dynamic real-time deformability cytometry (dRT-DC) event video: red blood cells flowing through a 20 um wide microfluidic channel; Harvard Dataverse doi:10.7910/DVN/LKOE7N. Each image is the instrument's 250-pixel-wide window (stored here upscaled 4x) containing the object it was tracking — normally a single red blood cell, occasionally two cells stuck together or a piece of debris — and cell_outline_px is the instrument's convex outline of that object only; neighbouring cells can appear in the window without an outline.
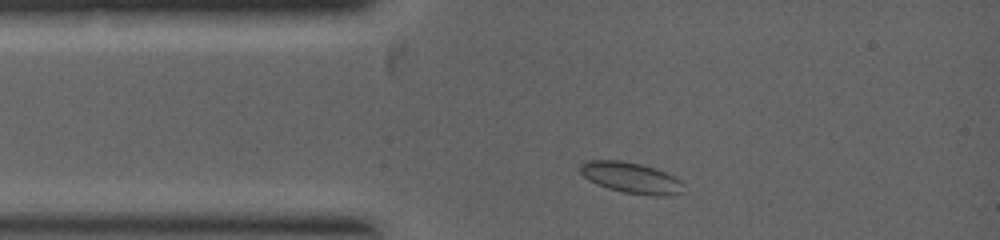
{"species": "common noctule bat (a hibernating species)", "species_latin": "Nyctalus noctula", "temperature_condition": "warm", "stored_images_in_passage": 5, "camera_frame_rate_fps": 5000, "um_per_image_px": 0.085, "animal": {"sex": "female", "body_mass_g": 19.0, "forearm_length_mm": 53.3}, "frame": {"image": 1, "passage_image": 2, "time_ms": 0.4, "image_size_px": [1000, 240], "cell_outline_px": [[680, 192], [672, 196], [656, 196], [624, 192], [608, 188], [596, 184], [588, 180], [580, 172], [580, 164], [584, 160], [620, 160], [640, 164], [664, 172], [680, 180]], "centroid_in_image_um": [53.56, 15.1], "position_along_channel_um": 31.4, "area_um2": 18.32}}
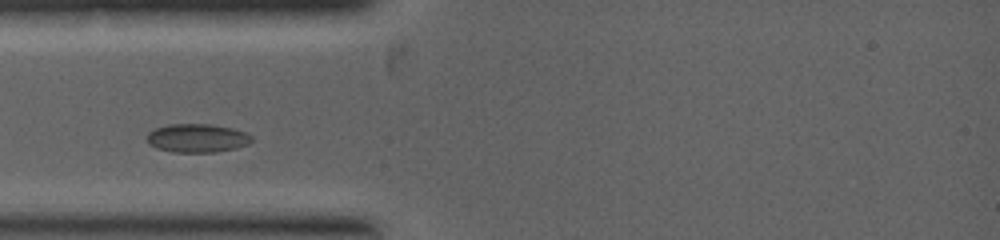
{"frame": {"image": 2, "passage_image": 4, "time_ms": 1.2, "image_size_px": [1000, 240], "cell_outline_px": [[252, 140], [248, 144], [236, 148], [216, 152], [172, 152], [156, 148], [148, 144], [148, 132], [156, 128], [168, 124], [208, 124], [232, 128], [244, 132], [252, 136]], "centroid_in_image_um": [16.75, 11.74], "position_along_channel_um": 68.3, "area_um2": 17.4}}